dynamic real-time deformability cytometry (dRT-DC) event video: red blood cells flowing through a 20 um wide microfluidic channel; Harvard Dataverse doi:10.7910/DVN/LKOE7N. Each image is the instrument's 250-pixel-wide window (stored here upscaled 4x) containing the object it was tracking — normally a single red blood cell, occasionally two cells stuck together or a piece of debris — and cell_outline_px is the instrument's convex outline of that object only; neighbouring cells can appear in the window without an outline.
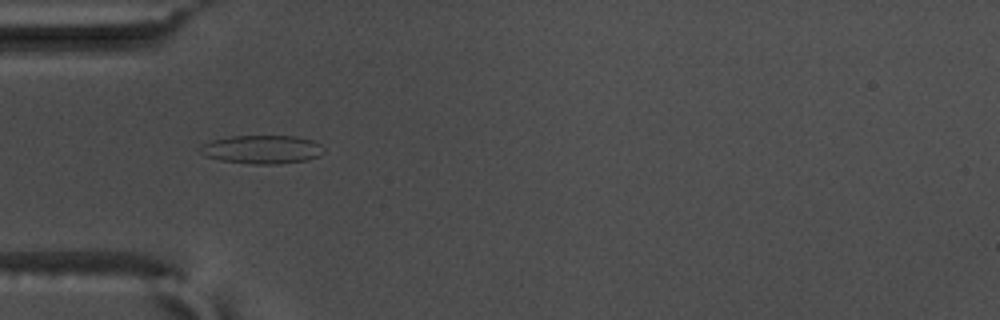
{"species": "common noctule bat (a hibernating species)", "species_latin": "Nyctalus noctula", "temperature_condition": "warm", "stored_images_in_passage": 41, "camera_frame_rate_fps": 3000, "um_per_image_px": 0.085, "animal": {"sex": "male", "body_mass_g": 17.5, "forearm_length_mm": 52.3}, "frame": {"image": 1, "passage_image": 3, "time_ms": 0.667, "image_size_px": [1000, 320], "cell_outline_px": [[324, 152], [320, 156], [308, 160], [280, 164], [252, 164], [220, 160], [204, 156], [196, 148], [200, 144], [212, 140], [232, 136], [296, 136], [312, 140], [320, 144], [324, 148]], "centroid_in_image_um": [22.25, 12.71], "position_along_channel_um": 62.7, "area_um2": 20.87}}
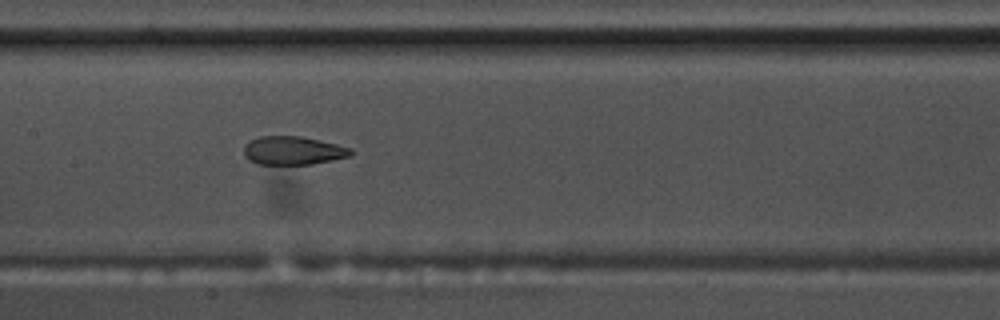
{"frame": {"image": 2, "passage_image": 13, "time_ms": 4.0, "image_size_px": [1000, 320], "cell_outline_px": [[352, 156], [312, 164], [256, 164], [248, 160], [244, 156], [244, 148], [252, 140], [260, 136], [300, 136], [336, 144], [352, 148]], "centroid_in_image_um": [24.92, 12.81], "position_along_channel_um": 182.5, "area_um2": 17.63}}
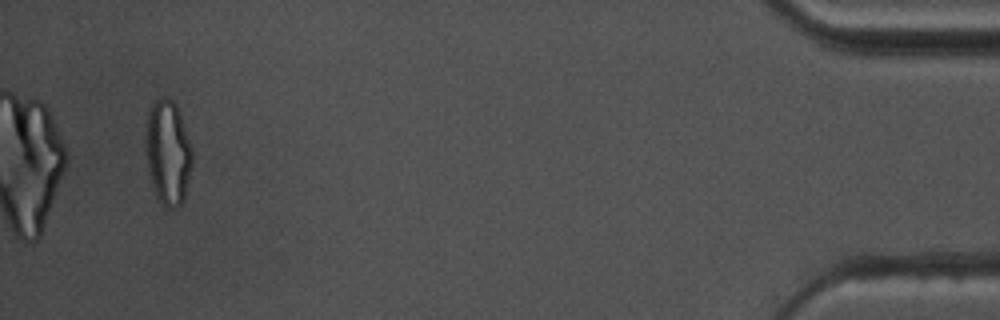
{"frame": {"image": 3, "passage_image": 39, "time_ms": 12.667, "image_size_px": [1000, 320], "cell_outline_px": [[192, 164], [184, 200], [176, 208], [168, 208], [156, 196], [148, 168], [148, 112], [152, 104], [156, 100], [164, 96], [172, 100], [176, 104], [192, 148]], "centroid_in_image_um": [14.32, 12.97], "position_along_channel_um": 420.9, "area_um2": 27.46}, "authors_computed_cell_mechanics": {"area_um2": 19.7098, "velocity_mm_per_s": 3.6488, "shape_relaxation_time_tau1_ms": null, "shape_relaxation_time_tau2_ms": 1.6239, "deformation_change_tau1": null, "deformation_change_tau2": 0.0909}}